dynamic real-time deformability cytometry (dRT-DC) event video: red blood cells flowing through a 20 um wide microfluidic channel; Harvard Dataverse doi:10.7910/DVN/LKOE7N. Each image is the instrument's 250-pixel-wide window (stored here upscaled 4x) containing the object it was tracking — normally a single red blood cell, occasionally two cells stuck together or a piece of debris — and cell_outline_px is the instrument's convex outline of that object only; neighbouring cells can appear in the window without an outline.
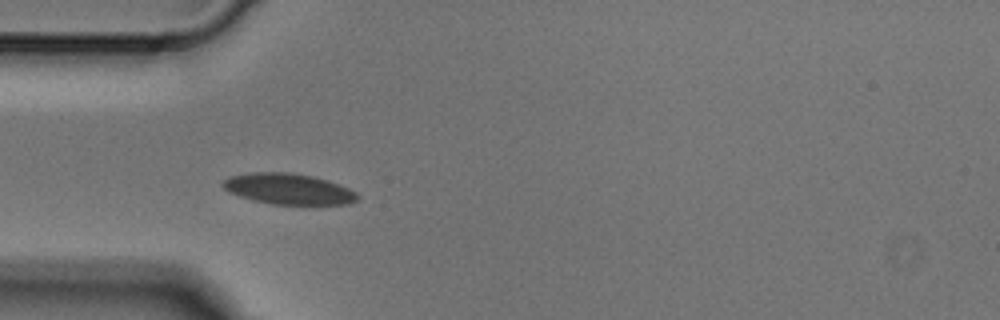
{"species": "Egyptian fruit bat (a non-hibernating species)", "species_latin": "Rousettus aegyptiacus", "temperature_condition": "cold", "stored_images_in_passage": 4, "camera_frame_rate_fps": 3000, "um_per_image_px": 0.085, "animal": {"sex": "male"}, "frame": {"image": 1, "passage_image": 3, "time_ms": 0.667, "image_size_px": [1000, 320], "cell_outline_px": [[360, 196], [356, 200], [348, 204], [272, 204], [252, 200], [228, 192], [220, 184], [224, 180], [232, 176], [252, 172], [288, 172], [312, 176], [328, 180], [340, 184], [356, 192]], "centroid_in_image_um": [24.52, 16.06], "position_along_channel_um": 60.5, "area_um2": 24.16}}
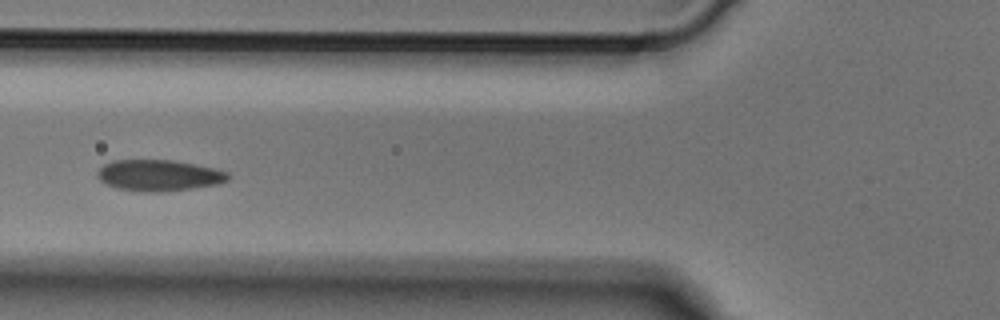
{"frame": {"image": 2, "passage_image": 4, "time_ms": 1.0, "image_size_px": [1000, 320], "cell_outline_px": [[232, 176], [228, 180], [220, 184], [192, 188], [160, 192], [144, 192], [116, 188], [100, 180], [96, 176], [96, 172], [104, 164], [112, 160], [172, 160], [196, 164], [216, 168], [228, 172]], "centroid_in_image_um": [13.54, 14.9], "position_along_channel_um": 112.3, "area_um2": 23.99}}